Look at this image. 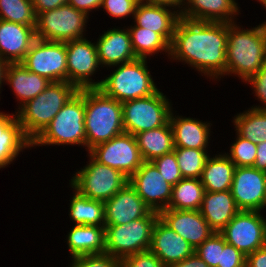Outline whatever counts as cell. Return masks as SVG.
Here are the masks:
<instances>
[{"mask_svg": "<svg viewBox=\"0 0 266 267\" xmlns=\"http://www.w3.org/2000/svg\"><path fill=\"white\" fill-rule=\"evenodd\" d=\"M228 23L180 17L170 45L169 61L182 62L213 81L226 76Z\"/></svg>", "mask_w": 266, "mask_h": 267, "instance_id": "obj_1", "label": "cell"}, {"mask_svg": "<svg viewBox=\"0 0 266 267\" xmlns=\"http://www.w3.org/2000/svg\"><path fill=\"white\" fill-rule=\"evenodd\" d=\"M239 23H228L226 77L245 83L266 63V21L245 29Z\"/></svg>", "mask_w": 266, "mask_h": 267, "instance_id": "obj_2", "label": "cell"}, {"mask_svg": "<svg viewBox=\"0 0 266 267\" xmlns=\"http://www.w3.org/2000/svg\"><path fill=\"white\" fill-rule=\"evenodd\" d=\"M86 152L124 133L122 103L99 88L85 89Z\"/></svg>", "mask_w": 266, "mask_h": 267, "instance_id": "obj_3", "label": "cell"}, {"mask_svg": "<svg viewBox=\"0 0 266 267\" xmlns=\"http://www.w3.org/2000/svg\"><path fill=\"white\" fill-rule=\"evenodd\" d=\"M77 91L71 83L51 82L38 96L22 105L15 114L24 135L32 142Z\"/></svg>", "mask_w": 266, "mask_h": 267, "instance_id": "obj_4", "label": "cell"}, {"mask_svg": "<svg viewBox=\"0 0 266 267\" xmlns=\"http://www.w3.org/2000/svg\"><path fill=\"white\" fill-rule=\"evenodd\" d=\"M85 89H79L47 127L31 142V148L79 146L86 151ZM65 145V146H64Z\"/></svg>", "mask_w": 266, "mask_h": 267, "instance_id": "obj_5", "label": "cell"}, {"mask_svg": "<svg viewBox=\"0 0 266 267\" xmlns=\"http://www.w3.org/2000/svg\"><path fill=\"white\" fill-rule=\"evenodd\" d=\"M148 59H135L131 62L109 67L112 71L103 77L99 89L108 97L123 103L156 93V86Z\"/></svg>", "mask_w": 266, "mask_h": 267, "instance_id": "obj_6", "label": "cell"}, {"mask_svg": "<svg viewBox=\"0 0 266 267\" xmlns=\"http://www.w3.org/2000/svg\"><path fill=\"white\" fill-rule=\"evenodd\" d=\"M86 155L87 164L76 169L69 180L81 195L105 202L129 183V178L119 170L100 164L88 152Z\"/></svg>", "mask_w": 266, "mask_h": 267, "instance_id": "obj_7", "label": "cell"}, {"mask_svg": "<svg viewBox=\"0 0 266 267\" xmlns=\"http://www.w3.org/2000/svg\"><path fill=\"white\" fill-rule=\"evenodd\" d=\"M90 17L69 4L36 15L35 36L44 41L68 42L88 37Z\"/></svg>", "mask_w": 266, "mask_h": 267, "instance_id": "obj_8", "label": "cell"}, {"mask_svg": "<svg viewBox=\"0 0 266 267\" xmlns=\"http://www.w3.org/2000/svg\"><path fill=\"white\" fill-rule=\"evenodd\" d=\"M158 212L122 225H105V252L122 260L124 257L147 251Z\"/></svg>", "mask_w": 266, "mask_h": 267, "instance_id": "obj_9", "label": "cell"}, {"mask_svg": "<svg viewBox=\"0 0 266 267\" xmlns=\"http://www.w3.org/2000/svg\"><path fill=\"white\" fill-rule=\"evenodd\" d=\"M169 100L167 95L159 89L147 97L123 102L124 131L135 135L165 125L174 108Z\"/></svg>", "mask_w": 266, "mask_h": 267, "instance_id": "obj_10", "label": "cell"}, {"mask_svg": "<svg viewBox=\"0 0 266 267\" xmlns=\"http://www.w3.org/2000/svg\"><path fill=\"white\" fill-rule=\"evenodd\" d=\"M89 37L65 42L67 54V82L79 89L99 88L103 79H93L102 69L95 41Z\"/></svg>", "mask_w": 266, "mask_h": 267, "instance_id": "obj_11", "label": "cell"}, {"mask_svg": "<svg viewBox=\"0 0 266 267\" xmlns=\"http://www.w3.org/2000/svg\"><path fill=\"white\" fill-rule=\"evenodd\" d=\"M263 213L240 210L219 233L227 244L248 256L266 245V216Z\"/></svg>", "mask_w": 266, "mask_h": 267, "instance_id": "obj_12", "label": "cell"}, {"mask_svg": "<svg viewBox=\"0 0 266 267\" xmlns=\"http://www.w3.org/2000/svg\"><path fill=\"white\" fill-rule=\"evenodd\" d=\"M30 72L50 82H67V54L65 42L35 39L21 62Z\"/></svg>", "mask_w": 266, "mask_h": 267, "instance_id": "obj_13", "label": "cell"}, {"mask_svg": "<svg viewBox=\"0 0 266 267\" xmlns=\"http://www.w3.org/2000/svg\"><path fill=\"white\" fill-rule=\"evenodd\" d=\"M88 153L100 164L119 170L127 178L144 162L135 136L126 132L96 145Z\"/></svg>", "mask_w": 266, "mask_h": 267, "instance_id": "obj_14", "label": "cell"}, {"mask_svg": "<svg viewBox=\"0 0 266 267\" xmlns=\"http://www.w3.org/2000/svg\"><path fill=\"white\" fill-rule=\"evenodd\" d=\"M231 192L240 210L265 212L266 172L235 167Z\"/></svg>", "mask_w": 266, "mask_h": 267, "instance_id": "obj_15", "label": "cell"}, {"mask_svg": "<svg viewBox=\"0 0 266 267\" xmlns=\"http://www.w3.org/2000/svg\"><path fill=\"white\" fill-rule=\"evenodd\" d=\"M129 184L152 211L167 209L172 193V185L168 183L151 161H144L129 178Z\"/></svg>", "mask_w": 266, "mask_h": 267, "instance_id": "obj_16", "label": "cell"}, {"mask_svg": "<svg viewBox=\"0 0 266 267\" xmlns=\"http://www.w3.org/2000/svg\"><path fill=\"white\" fill-rule=\"evenodd\" d=\"M158 214L165 225L181 235L194 249L214 233L199 210L167 208Z\"/></svg>", "mask_w": 266, "mask_h": 267, "instance_id": "obj_17", "label": "cell"}, {"mask_svg": "<svg viewBox=\"0 0 266 267\" xmlns=\"http://www.w3.org/2000/svg\"><path fill=\"white\" fill-rule=\"evenodd\" d=\"M105 225H122L148 216L152 210L127 183L104 202Z\"/></svg>", "mask_w": 266, "mask_h": 267, "instance_id": "obj_18", "label": "cell"}, {"mask_svg": "<svg viewBox=\"0 0 266 267\" xmlns=\"http://www.w3.org/2000/svg\"><path fill=\"white\" fill-rule=\"evenodd\" d=\"M102 33L95 41L102 70L103 68L109 70L111 66L137 59L132 49L131 36L127 26L111 27Z\"/></svg>", "mask_w": 266, "mask_h": 267, "instance_id": "obj_19", "label": "cell"}, {"mask_svg": "<svg viewBox=\"0 0 266 267\" xmlns=\"http://www.w3.org/2000/svg\"><path fill=\"white\" fill-rule=\"evenodd\" d=\"M149 250L165 265L183 261L195 253L194 247L159 218L154 224Z\"/></svg>", "mask_w": 266, "mask_h": 267, "instance_id": "obj_20", "label": "cell"}, {"mask_svg": "<svg viewBox=\"0 0 266 267\" xmlns=\"http://www.w3.org/2000/svg\"><path fill=\"white\" fill-rule=\"evenodd\" d=\"M172 109L169 117L173 132L174 146L208 150L213 133L212 122L179 115ZM178 114V115H177Z\"/></svg>", "mask_w": 266, "mask_h": 267, "instance_id": "obj_21", "label": "cell"}, {"mask_svg": "<svg viewBox=\"0 0 266 267\" xmlns=\"http://www.w3.org/2000/svg\"><path fill=\"white\" fill-rule=\"evenodd\" d=\"M180 17V12L173 7L141 1L136 6L132 22L138 27L159 33L171 45Z\"/></svg>", "mask_w": 266, "mask_h": 267, "instance_id": "obj_22", "label": "cell"}, {"mask_svg": "<svg viewBox=\"0 0 266 267\" xmlns=\"http://www.w3.org/2000/svg\"><path fill=\"white\" fill-rule=\"evenodd\" d=\"M35 39V26L0 20V56L7 63H21Z\"/></svg>", "mask_w": 266, "mask_h": 267, "instance_id": "obj_23", "label": "cell"}, {"mask_svg": "<svg viewBox=\"0 0 266 267\" xmlns=\"http://www.w3.org/2000/svg\"><path fill=\"white\" fill-rule=\"evenodd\" d=\"M240 8L237 0H186L180 14L193 21L233 23L241 14Z\"/></svg>", "mask_w": 266, "mask_h": 267, "instance_id": "obj_24", "label": "cell"}, {"mask_svg": "<svg viewBox=\"0 0 266 267\" xmlns=\"http://www.w3.org/2000/svg\"><path fill=\"white\" fill-rule=\"evenodd\" d=\"M50 81L36 73L30 72L21 63H8L4 84L9 85L18 102L16 111L26 102L43 92Z\"/></svg>", "mask_w": 266, "mask_h": 267, "instance_id": "obj_25", "label": "cell"}, {"mask_svg": "<svg viewBox=\"0 0 266 267\" xmlns=\"http://www.w3.org/2000/svg\"><path fill=\"white\" fill-rule=\"evenodd\" d=\"M31 149L15 113L0 111V170L15 162L21 152Z\"/></svg>", "mask_w": 266, "mask_h": 267, "instance_id": "obj_26", "label": "cell"}, {"mask_svg": "<svg viewBox=\"0 0 266 267\" xmlns=\"http://www.w3.org/2000/svg\"><path fill=\"white\" fill-rule=\"evenodd\" d=\"M209 227L219 233L240 211L231 190L206 192L199 209Z\"/></svg>", "mask_w": 266, "mask_h": 267, "instance_id": "obj_27", "label": "cell"}, {"mask_svg": "<svg viewBox=\"0 0 266 267\" xmlns=\"http://www.w3.org/2000/svg\"><path fill=\"white\" fill-rule=\"evenodd\" d=\"M65 236L68 257L105 253V227L73 225Z\"/></svg>", "mask_w": 266, "mask_h": 267, "instance_id": "obj_28", "label": "cell"}, {"mask_svg": "<svg viewBox=\"0 0 266 267\" xmlns=\"http://www.w3.org/2000/svg\"><path fill=\"white\" fill-rule=\"evenodd\" d=\"M235 164L225 155L219 152L211 153L207 158L200 181L206 192H220L231 190Z\"/></svg>", "mask_w": 266, "mask_h": 267, "instance_id": "obj_29", "label": "cell"}, {"mask_svg": "<svg viewBox=\"0 0 266 267\" xmlns=\"http://www.w3.org/2000/svg\"><path fill=\"white\" fill-rule=\"evenodd\" d=\"M134 136L144 161H153L175 149L170 121L159 128L140 132Z\"/></svg>", "mask_w": 266, "mask_h": 267, "instance_id": "obj_30", "label": "cell"}, {"mask_svg": "<svg viewBox=\"0 0 266 267\" xmlns=\"http://www.w3.org/2000/svg\"><path fill=\"white\" fill-rule=\"evenodd\" d=\"M72 190L70 203L68 204V215L73 222L72 225H97L105 227V206L104 202L89 199L81 195L69 184Z\"/></svg>", "mask_w": 266, "mask_h": 267, "instance_id": "obj_31", "label": "cell"}, {"mask_svg": "<svg viewBox=\"0 0 266 267\" xmlns=\"http://www.w3.org/2000/svg\"><path fill=\"white\" fill-rule=\"evenodd\" d=\"M128 30L131 36V45L136 58L150 59L153 55H166L169 59L170 44L159 34L147 28L138 27L133 23ZM162 53V54H161Z\"/></svg>", "mask_w": 266, "mask_h": 267, "instance_id": "obj_32", "label": "cell"}, {"mask_svg": "<svg viewBox=\"0 0 266 267\" xmlns=\"http://www.w3.org/2000/svg\"><path fill=\"white\" fill-rule=\"evenodd\" d=\"M205 193L200 179L182 178L172 186L169 209L199 210Z\"/></svg>", "mask_w": 266, "mask_h": 267, "instance_id": "obj_33", "label": "cell"}, {"mask_svg": "<svg viewBox=\"0 0 266 267\" xmlns=\"http://www.w3.org/2000/svg\"><path fill=\"white\" fill-rule=\"evenodd\" d=\"M236 133L254 144L266 141V110L248 108L232 117Z\"/></svg>", "mask_w": 266, "mask_h": 267, "instance_id": "obj_34", "label": "cell"}, {"mask_svg": "<svg viewBox=\"0 0 266 267\" xmlns=\"http://www.w3.org/2000/svg\"><path fill=\"white\" fill-rule=\"evenodd\" d=\"M175 152L180 173L183 178L200 179L205 162L210 156L208 150L175 147Z\"/></svg>", "mask_w": 266, "mask_h": 267, "instance_id": "obj_35", "label": "cell"}, {"mask_svg": "<svg viewBox=\"0 0 266 267\" xmlns=\"http://www.w3.org/2000/svg\"><path fill=\"white\" fill-rule=\"evenodd\" d=\"M0 20L35 26L32 0H0Z\"/></svg>", "mask_w": 266, "mask_h": 267, "instance_id": "obj_36", "label": "cell"}, {"mask_svg": "<svg viewBox=\"0 0 266 267\" xmlns=\"http://www.w3.org/2000/svg\"><path fill=\"white\" fill-rule=\"evenodd\" d=\"M235 135L236 139L229 145V152L224 151L225 155L236 167H252L256 159V144L237 133Z\"/></svg>", "mask_w": 266, "mask_h": 267, "instance_id": "obj_37", "label": "cell"}, {"mask_svg": "<svg viewBox=\"0 0 266 267\" xmlns=\"http://www.w3.org/2000/svg\"><path fill=\"white\" fill-rule=\"evenodd\" d=\"M226 244L224 237L220 233L214 232L195 249V253L209 267H217L220 262L221 250H223Z\"/></svg>", "mask_w": 266, "mask_h": 267, "instance_id": "obj_38", "label": "cell"}, {"mask_svg": "<svg viewBox=\"0 0 266 267\" xmlns=\"http://www.w3.org/2000/svg\"><path fill=\"white\" fill-rule=\"evenodd\" d=\"M151 162L157 167L163 178L172 186L176 185L183 178L174 151L157 157Z\"/></svg>", "mask_w": 266, "mask_h": 267, "instance_id": "obj_39", "label": "cell"}, {"mask_svg": "<svg viewBox=\"0 0 266 267\" xmlns=\"http://www.w3.org/2000/svg\"><path fill=\"white\" fill-rule=\"evenodd\" d=\"M138 0H102L101 9L106 15L116 20H123L128 17L134 18Z\"/></svg>", "mask_w": 266, "mask_h": 267, "instance_id": "obj_40", "label": "cell"}, {"mask_svg": "<svg viewBox=\"0 0 266 267\" xmlns=\"http://www.w3.org/2000/svg\"><path fill=\"white\" fill-rule=\"evenodd\" d=\"M68 267H121V260L108 253L72 257Z\"/></svg>", "mask_w": 266, "mask_h": 267, "instance_id": "obj_41", "label": "cell"}, {"mask_svg": "<svg viewBox=\"0 0 266 267\" xmlns=\"http://www.w3.org/2000/svg\"><path fill=\"white\" fill-rule=\"evenodd\" d=\"M245 84L251 85L250 87L255 100L260 102V104L250 107L258 110H266V63L255 75L251 76Z\"/></svg>", "mask_w": 266, "mask_h": 267, "instance_id": "obj_42", "label": "cell"}, {"mask_svg": "<svg viewBox=\"0 0 266 267\" xmlns=\"http://www.w3.org/2000/svg\"><path fill=\"white\" fill-rule=\"evenodd\" d=\"M121 267H166L150 250L124 257Z\"/></svg>", "mask_w": 266, "mask_h": 267, "instance_id": "obj_43", "label": "cell"}, {"mask_svg": "<svg viewBox=\"0 0 266 267\" xmlns=\"http://www.w3.org/2000/svg\"><path fill=\"white\" fill-rule=\"evenodd\" d=\"M246 256L230 244L221 250L220 262L217 267H245Z\"/></svg>", "mask_w": 266, "mask_h": 267, "instance_id": "obj_44", "label": "cell"}, {"mask_svg": "<svg viewBox=\"0 0 266 267\" xmlns=\"http://www.w3.org/2000/svg\"><path fill=\"white\" fill-rule=\"evenodd\" d=\"M68 4L89 16L90 12L100 10L102 0H69Z\"/></svg>", "mask_w": 266, "mask_h": 267, "instance_id": "obj_45", "label": "cell"}, {"mask_svg": "<svg viewBox=\"0 0 266 267\" xmlns=\"http://www.w3.org/2000/svg\"><path fill=\"white\" fill-rule=\"evenodd\" d=\"M69 0H32L35 14L43 13L68 4Z\"/></svg>", "mask_w": 266, "mask_h": 267, "instance_id": "obj_46", "label": "cell"}, {"mask_svg": "<svg viewBox=\"0 0 266 267\" xmlns=\"http://www.w3.org/2000/svg\"><path fill=\"white\" fill-rule=\"evenodd\" d=\"M245 267H266V245L246 256Z\"/></svg>", "mask_w": 266, "mask_h": 267, "instance_id": "obj_47", "label": "cell"}, {"mask_svg": "<svg viewBox=\"0 0 266 267\" xmlns=\"http://www.w3.org/2000/svg\"><path fill=\"white\" fill-rule=\"evenodd\" d=\"M256 159L253 168L266 172V141L256 145Z\"/></svg>", "mask_w": 266, "mask_h": 267, "instance_id": "obj_48", "label": "cell"}, {"mask_svg": "<svg viewBox=\"0 0 266 267\" xmlns=\"http://www.w3.org/2000/svg\"><path fill=\"white\" fill-rule=\"evenodd\" d=\"M166 267H209L196 253L185 258L183 261L172 263Z\"/></svg>", "mask_w": 266, "mask_h": 267, "instance_id": "obj_49", "label": "cell"}, {"mask_svg": "<svg viewBox=\"0 0 266 267\" xmlns=\"http://www.w3.org/2000/svg\"><path fill=\"white\" fill-rule=\"evenodd\" d=\"M148 4L167 5L178 10L180 13L184 7L186 0H142Z\"/></svg>", "mask_w": 266, "mask_h": 267, "instance_id": "obj_50", "label": "cell"}, {"mask_svg": "<svg viewBox=\"0 0 266 267\" xmlns=\"http://www.w3.org/2000/svg\"><path fill=\"white\" fill-rule=\"evenodd\" d=\"M7 65H8V63L0 56V94H1V91L3 90V85H4V81H5V72H6ZM0 100H1V98H0Z\"/></svg>", "mask_w": 266, "mask_h": 267, "instance_id": "obj_51", "label": "cell"}, {"mask_svg": "<svg viewBox=\"0 0 266 267\" xmlns=\"http://www.w3.org/2000/svg\"><path fill=\"white\" fill-rule=\"evenodd\" d=\"M259 4H261V6H264L263 8L266 9V0H261Z\"/></svg>", "mask_w": 266, "mask_h": 267, "instance_id": "obj_52", "label": "cell"}]
</instances>
